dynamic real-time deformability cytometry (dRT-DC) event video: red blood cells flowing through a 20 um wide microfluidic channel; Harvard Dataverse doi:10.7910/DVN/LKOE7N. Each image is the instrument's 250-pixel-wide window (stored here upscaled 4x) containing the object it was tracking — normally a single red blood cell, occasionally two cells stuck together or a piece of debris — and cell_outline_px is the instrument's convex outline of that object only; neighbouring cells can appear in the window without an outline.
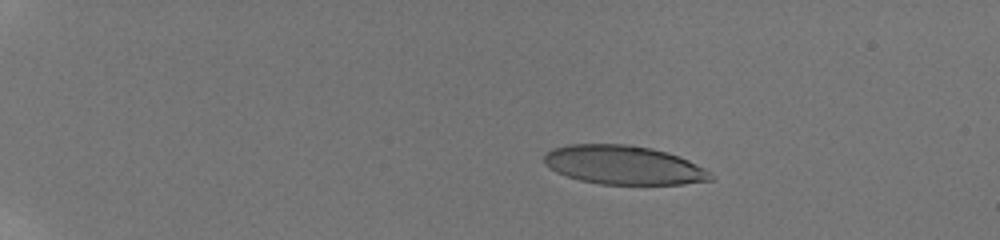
{"species": "human", "species_latin": "Homo sapiens", "temperature_condition": "room temperature", "stored_images_in_passage": 22, "camera_frame_rate_fps": 3000, "um_per_image_px": 0.085, "donor": {"sex": "male"}, "frame": {"image": 1, "passage_image": 9, "time_ms": 3.667, "image_size_px": [1000, 240], "cell_outline_px": [[712, 180], [684, 184], [600, 184], [580, 180], [556, 172], [548, 168], [544, 164], [544, 156], [552, 148], [568, 144], [624, 144], [652, 148], [668, 152], [688, 160], [712, 172]], "centroid_in_image_um": [53.0, 14.02], "position_along_channel_um": 32.0, "area_um2": 37.8}}
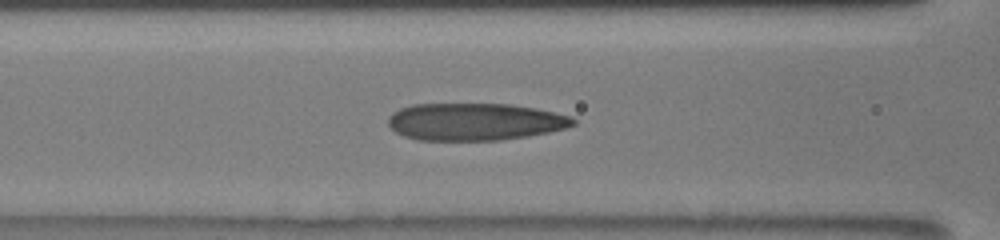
{"frame": {"image": 2, "passage_image": 20, "time_ms": 9.0, "image_size_px": [1000, 240], "cell_outline_px": [[576, 124], [568, 128], [528, 136], [500, 140], [420, 140], [404, 136], [396, 132], [388, 124], [388, 116], [392, 112], [400, 108], [412, 104], [512, 104], [536, 108], [572, 116], [576, 120]], "centroid_in_image_um": [40.38, 10.34], "position_along_channel_um": 126.2, "area_um2": 40.46}}